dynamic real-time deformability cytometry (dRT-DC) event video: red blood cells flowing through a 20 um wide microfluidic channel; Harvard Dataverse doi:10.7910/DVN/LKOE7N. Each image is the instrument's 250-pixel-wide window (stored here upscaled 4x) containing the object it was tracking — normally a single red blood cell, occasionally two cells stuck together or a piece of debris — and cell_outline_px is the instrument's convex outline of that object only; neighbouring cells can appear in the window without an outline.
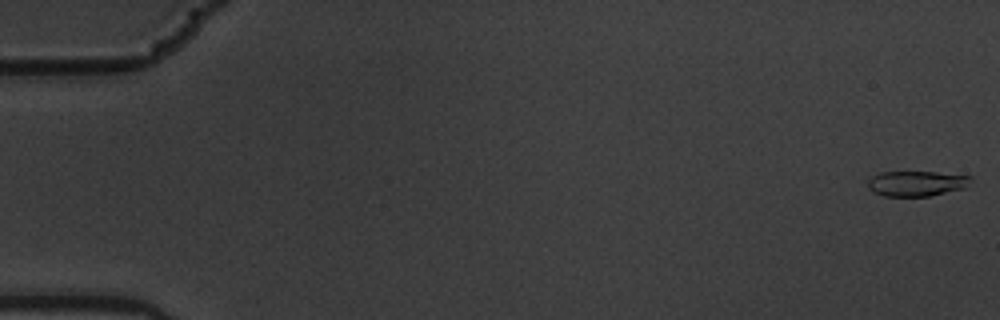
{"species": "common noctule bat (a hibernating species)", "species_latin": "Nyctalus noctula", "temperature_condition": "warm", "stored_images_in_passage": 7, "camera_frame_rate_fps": 3000, "um_per_image_px": 0.085, "animal": {"sex": "male", "body_mass_g": 19.5, "forearm_length_mm": 54.6}, "frame": {"image": 1, "passage_image": 1, "time_ms": 0.0, "image_size_px": [1000, 320], "cell_outline_px": [[972, 180], [968, 188], [928, 196], [884, 196], [872, 192], [868, 188], [868, 180], [872, 176], [880, 172], [936, 172], [972, 176]], "centroid_in_image_um": [77.93, 15.6], "position_along_channel_um": 7.1, "area_um2": 15.37}}
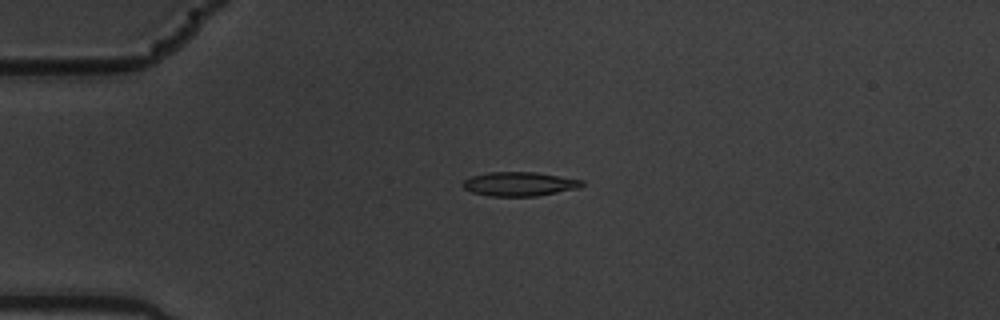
{"frame": {"image": 2, "passage_image": 5, "time_ms": 1.333, "image_size_px": [1000, 320], "cell_outline_px": [[584, 184], [580, 188], [536, 196], [488, 196], [472, 192], [464, 188], [460, 184], [464, 180], [472, 176], [488, 172], [536, 172], [584, 180]], "centroid_in_image_um": [44.15, 15.64], "position_along_channel_um": 40.8, "area_um2": 16.82}}
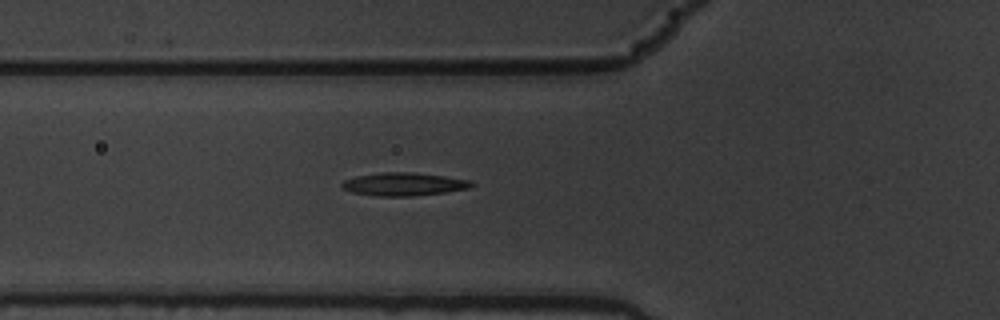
{"frame": {"image": 3, "passage_image": 7, "time_ms": 2.0, "image_size_px": [1000, 320], "cell_outline_px": [[476, 184], [468, 188], [444, 192], [412, 196], [376, 196], [352, 192], [344, 188], [340, 184], [344, 180], [356, 176], [380, 172], [416, 172], [472, 180]], "centroid_in_image_um": [34.33, 15.64], "position_along_channel_um": 91.5, "area_um2": 17.46}}